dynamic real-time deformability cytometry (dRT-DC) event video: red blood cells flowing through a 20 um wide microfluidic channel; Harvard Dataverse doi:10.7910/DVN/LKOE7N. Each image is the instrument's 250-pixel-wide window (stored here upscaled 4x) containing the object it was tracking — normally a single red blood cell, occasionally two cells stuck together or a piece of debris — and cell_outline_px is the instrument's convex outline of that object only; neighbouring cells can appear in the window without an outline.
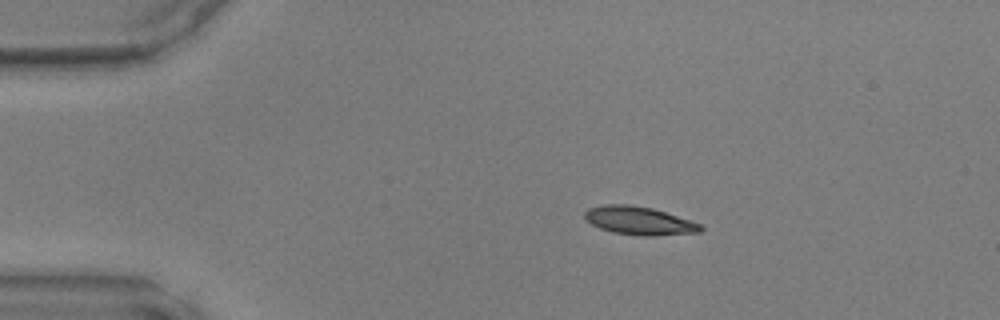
{"species": "common noctule bat (a hibernating species)", "species_latin": "Nyctalus noctula", "temperature_condition": "warm", "stored_images_in_passage": 39, "camera_frame_rate_fps": 3000, "um_per_image_px": 0.085, "animal": {"sex": "male", "body_mass_g": 17.9, "forearm_length_mm": 54.2}, "frame": {"image": 1, "passage_image": 1, "time_ms": 0.0, "image_size_px": [1000, 320], "cell_outline_px": [[704, 228], [700, 232], [652, 236], [640, 236], [612, 232], [600, 228], [584, 220], [584, 212], [588, 208], [604, 204], [628, 204], [652, 208], [700, 224]], "centroid_in_image_um": [54.27, 18.76], "position_along_channel_um": 30.7, "area_um2": 19.02}}
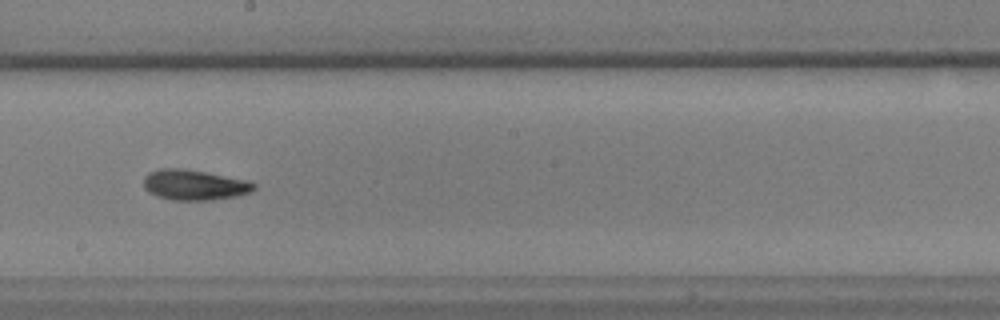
{"frame": {"image": 2, "passage_image": 19, "time_ms": 6.0, "image_size_px": [1000, 320], "cell_outline_px": [[256, 188], [248, 192], [236, 196], [212, 200], [172, 200], [156, 196], [148, 192], [144, 188], [144, 176], [148, 172], [160, 168], [180, 168], [208, 172], [244, 180], [256, 184]], "centroid_in_image_um": [16.46, 15.71], "position_along_channel_um": 231.7, "area_um2": 19.54}}
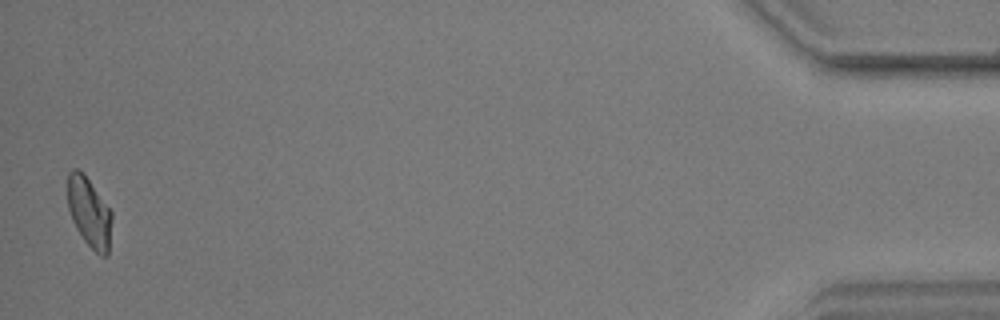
{"frame": {"image": 3, "passage_image": 39, "time_ms": 12.667, "image_size_px": [1000, 320], "cell_outline_px": [[112, 220], [108, 256], [100, 256], [84, 240], [76, 228], [72, 220], [68, 208], [68, 172], [72, 168], [76, 168], [84, 172], [112, 212]], "centroid_in_image_um": [7.59, 18.03], "position_along_channel_um": 427.6, "area_um2": 18.09}}